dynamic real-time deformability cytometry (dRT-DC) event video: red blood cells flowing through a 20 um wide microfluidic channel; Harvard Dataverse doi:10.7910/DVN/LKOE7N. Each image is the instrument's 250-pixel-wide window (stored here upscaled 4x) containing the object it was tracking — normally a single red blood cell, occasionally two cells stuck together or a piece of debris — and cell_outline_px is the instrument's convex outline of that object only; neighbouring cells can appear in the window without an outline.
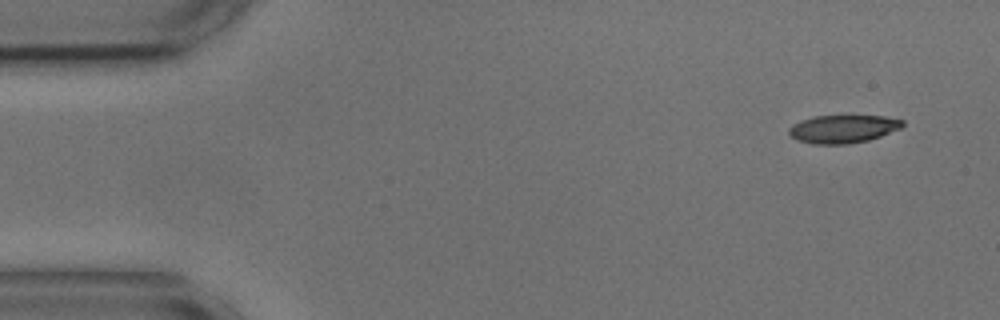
{"species": "common noctule bat (a hibernating species)", "species_latin": "Nyctalus noctula", "temperature_condition": "cold", "stored_images_in_passage": 5, "segment_of_instrument_passage": [2, 2], "camera_frame_rate_fps": 3000, "um_per_image_px": 0.085, "animal": {"sex": "male", "body_mass_g": 17.9, "forearm_length_mm": 54.2}, "frame": {"image": 1, "passage_image": 5, "time_ms": 1.333, "image_size_px": [1000, 320], "cell_outline_px": [[904, 124], [900, 128], [880, 136], [868, 140], [848, 144], [812, 144], [800, 140], [792, 136], [788, 132], [788, 128], [792, 124], [800, 120], [812, 116], [884, 116], [904, 120]], "centroid_in_image_um": [71.64, 10.95], "position_along_channel_um": 13.4, "area_um2": 18.5}}